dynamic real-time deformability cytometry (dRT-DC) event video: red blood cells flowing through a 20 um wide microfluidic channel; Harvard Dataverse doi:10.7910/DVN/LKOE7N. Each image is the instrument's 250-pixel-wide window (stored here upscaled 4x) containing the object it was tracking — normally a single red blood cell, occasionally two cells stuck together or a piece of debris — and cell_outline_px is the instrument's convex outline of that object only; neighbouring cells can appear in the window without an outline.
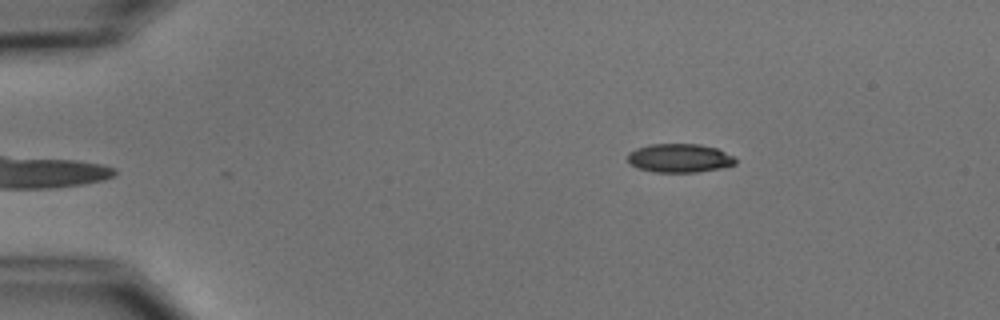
{"species": "common noctule bat (a hibernating species)", "species_latin": "Nyctalus noctula", "temperature_condition": "cold", "stored_images_in_passage": 4, "camera_frame_rate_fps": 3000, "um_per_image_px": 0.085, "animal": {"sex": "male", "body_mass_g": 15.6}, "frame": {"image": 1, "passage_image": 4, "time_ms": 4.667, "image_size_px": [1000, 320], "cell_outline_px": [[736, 164], [720, 168], [700, 172], [656, 172], [640, 168], [632, 164], [628, 160], [628, 152], [636, 148], [648, 144], [700, 144], [716, 148], [736, 156]], "centroid_in_image_um": [57.8, 13.43], "position_along_channel_um": 27.2, "area_um2": 18.09}}